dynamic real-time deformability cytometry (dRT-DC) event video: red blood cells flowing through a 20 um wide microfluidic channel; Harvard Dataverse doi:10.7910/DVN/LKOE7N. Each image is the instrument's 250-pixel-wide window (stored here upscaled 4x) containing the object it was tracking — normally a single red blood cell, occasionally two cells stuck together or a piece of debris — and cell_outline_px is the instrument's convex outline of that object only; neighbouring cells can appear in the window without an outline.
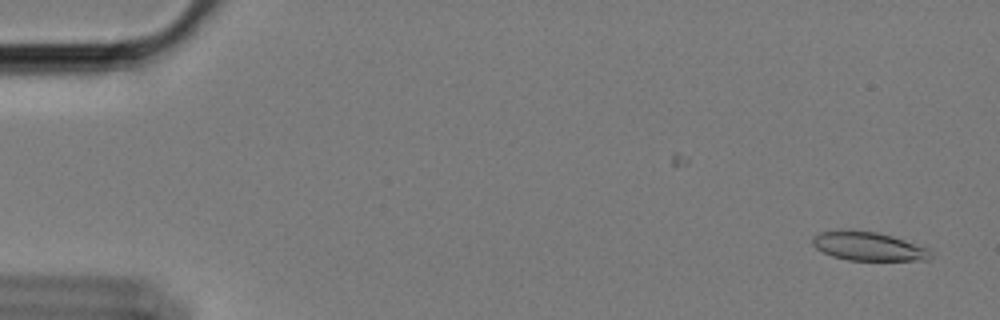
{"species": "Egyptian fruit bat (a non-hibernating species)", "species_latin": "Rousettus aegyptiacus", "temperature_condition": "cold", "stored_images_in_passage": 58, "camera_frame_rate_fps": 3000, "um_per_image_px": 0.085, "animal": {"sex": "female"}, "frame": {"image": 1, "passage_image": 2, "time_ms": 0.333, "image_size_px": [1000, 320], "cell_outline_px": [[932, 256], [928, 260], [848, 260], [832, 256], [816, 248], [812, 244], [812, 236], [820, 232], [848, 228], [852, 228], [876, 232], [892, 236], [928, 248], [932, 252]], "centroid_in_image_um": [73.77, 20.91], "position_along_channel_um": 11.2, "area_um2": 20.06}}
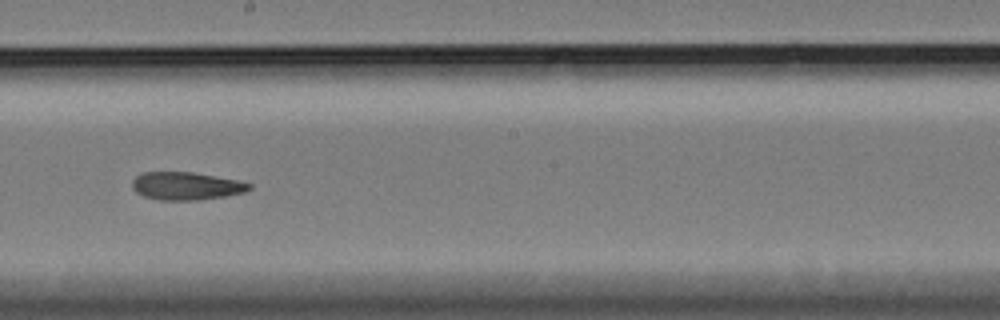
{"frame": {"image": 2, "passage_image": 33, "time_ms": 10.667, "image_size_px": [1000, 320], "cell_outline_px": [[252, 188], [244, 192], [224, 196], [200, 200], [160, 200], [144, 196], [136, 192], [132, 188], [132, 180], [136, 176], [144, 172], [192, 172], [236, 180], [252, 184]], "centroid_in_image_um": [15.8, 15.81], "position_along_channel_um": 232.4, "area_um2": 18.9}}
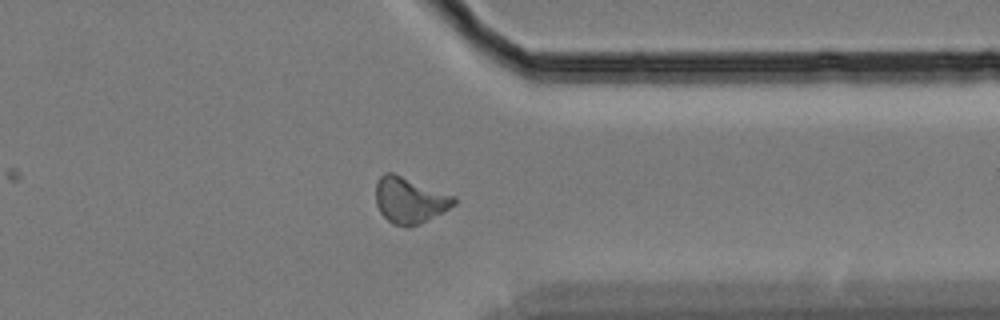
{"frame": {"image": 3, "passage_image": 46, "time_ms": 15.0, "image_size_px": [1000, 320], "cell_outline_px": [[456, 204], [420, 224], [408, 228], [392, 224], [380, 212], [376, 204], [376, 184], [380, 176], [384, 172], [392, 172], [456, 196]], "centroid_in_image_um": [34.81, 17.02], "position_along_channel_um": 376.6, "area_um2": 21.04}, "authors_computed_cell_mechanics": {"area_um2": 19.5942, "velocity_mm_per_s": 3.3949, "shape_relaxation_time_tau1_ms": null, "shape_relaxation_time_tau2_ms": 6.0489, "deformation_change_tau1": null, "deformation_change_tau2": 0.1442}}